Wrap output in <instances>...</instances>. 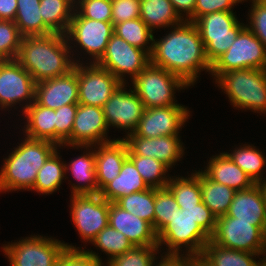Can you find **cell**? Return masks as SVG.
Returning a JSON list of instances; mask_svg holds the SVG:
<instances>
[{
	"mask_svg": "<svg viewBox=\"0 0 266 266\" xmlns=\"http://www.w3.org/2000/svg\"><path fill=\"white\" fill-rule=\"evenodd\" d=\"M96 146L95 170L99 193L119 175L124 161L128 158V147L122 138Z\"/></svg>",
	"mask_w": 266,
	"mask_h": 266,
	"instance_id": "cell-22",
	"label": "cell"
},
{
	"mask_svg": "<svg viewBox=\"0 0 266 266\" xmlns=\"http://www.w3.org/2000/svg\"><path fill=\"white\" fill-rule=\"evenodd\" d=\"M114 26L112 22L97 21L81 17L76 11L65 33L70 50L77 44L85 54L93 58L91 63H96L104 54L106 46L112 36ZM73 41V42H72ZM72 42V43H71Z\"/></svg>",
	"mask_w": 266,
	"mask_h": 266,
	"instance_id": "cell-12",
	"label": "cell"
},
{
	"mask_svg": "<svg viewBox=\"0 0 266 266\" xmlns=\"http://www.w3.org/2000/svg\"><path fill=\"white\" fill-rule=\"evenodd\" d=\"M244 0H196L194 8V21L200 16L218 11L233 12V8L237 3Z\"/></svg>",
	"mask_w": 266,
	"mask_h": 266,
	"instance_id": "cell-48",
	"label": "cell"
},
{
	"mask_svg": "<svg viewBox=\"0 0 266 266\" xmlns=\"http://www.w3.org/2000/svg\"><path fill=\"white\" fill-rule=\"evenodd\" d=\"M132 81V88L145 108L184 106L176 103L175 91L190 87L179 76L151 63Z\"/></svg>",
	"mask_w": 266,
	"mask_h": 266,
	"instance_id": "cell-6",
	"label": "cell"
},
{
	"mask_svg": "<svg viewBox=\"0 0 266 266\" xmlns=\"http://www.w3.org/2000/svg\"><path fill=\"white\" fill-rule=\"evenodd\" d=\"M140 19L152 31L166 27L171 29L184 21L170 0H140Z\"/></svg>",
	"mask_w": 266,
	"mask_h": 266,
	"instance_id": "cell-28",
	"label": "cell"
},
{
	"mask_svg": "<svg viewBox=\"0 0 266 266\" xmlns=\"http://www.w3.org/2000/svg\"><path fill=\"white\" fill-rule=\"evenodd\" d=\"M91 243L98 247L97 250L100 249L108 255V262L134 247L124 234L112 228L110 224L97 234Z\"/></svg>",
	"mask_w": 266,
	"mask_h": 266,
	"instance_id": "cell-39",
	"label": "cell"
},
{
	"mask_svg": "<svg viewBox=\"0 0 266 266\" xmlns=\"http://www.w3.org/2000/svg\"><path fill=\"white\" fill-rule=\"evenodd\" d=\"M58 148L49 156L44 165L39 169L33 188L40 194H52L59 190L64 178L65 162L61 161Z\"/></svg>",
	"mask_w": 266,
	"mask_h": 266,
	"instance_id": "cell-32",
	"label": "cell"
},
{
	"mask_svg": "<svg viewBox=\"0 0 266 266\" xmlns=\"http://www.w3.org/2000/svg\"><path fill=\"white\" fill-rule=\"evenodd\" d=\"M251 6L248 11L250 22L246 26L266 47V2L252 0Z\"/></svg>",
	"mask_w": 266,
	"mask_h": 266,
	"instance_id": "cell-46",
	"label": "cell"
},
{
	"mask_svg": "<svg viewBox=\"0 0 266 266\" xmlns=\"http://www.w3.org/2000/svg\"><path fill=\"white\" fill-rule=\"evenodd\" d=\"M173 4L175 11L179 14V16L190 22H194V8L196 5V0H170ZM186 17L184 18V13Z\"/></svg>",
	"mask_w": 266,
	"mask_h": 266,
	"instance_id": "cell-49",
	"label": "cell"
},
{
	"mask_svg": "<svg viewBox=\"0 0 266 266\" xmlns=\"http://www.w3.org/2000/svg\"><path fill=\"white\" fill-rule=\"evenodd\" d=\"M237 19L233 12L218 11L202 15L193 22L200 33L211 65L230 48L246 27V24Z\"/></svg>",
	"mask_w": 266,
	"mask_h": 266,
	"instance_id": "cell-7",
	"label": "cell"
},
{
	"mask_svg": "<svg viewBox=\"0 0 266 266\" xmlns=\"http://www.w3.org/2000/svg\"><path fill=\"white\" fill-rule=\"evenodd\" d=\"M190 266H213L202 255L190 256Z\"/></svg>",
	"mask_w": 266,
	"mask_h": 266,
	"instance_id": "cell-52",
	"label": "cell"
},
{
	"mask_svg": "<svg viewBox=\"0 0 266 266\" xmlns=\"http://www.w3.org/2000/svg\"><path fill=\"white\" fill-rule=\"evenodd\" d=\"M39 6L40 0H17V12L14 22L23 37L52 33L44 25Z\"/></svg>",
	"mask_w": 266,
	"mask_h": 266,
	"instance_id": "cell-31",
	"label": "cell"
},
{
	"mask_svg": "<svg viewBox=\"0 0 266 266\" xmlns=\"http://www.w3.org/2000/svg\"><path fill=\"white\" fill-rule=\"evenodd\" d=\"M35 102L53 110L68 104H79L77 64L63 76L36 83Z\"/></svg>",
	"mask_w": 266,
	"mask_h": 266,
	"instance_id": "cell-20",
	"label": "cell"
},
{
	"mask_svg": "<svg viewBox=\"0 0 266 266\" xmlns=\"http://www.w3.org/2000/svg\"><path fill=\"white\" fill-rule=\"evenodd\" d=\"M10 266H55L65 249H79L58 239L32 235L3 245Z\"/></svg>",
	"mask_w": 266,
	"mask_h": 266,
	"instance_id": "cell-8",
	"label": "cell"
},
{
	"mask_svg": "<svg viewBox=\"0 0 266 266\" xmlns=\"http://www.w3.org/2000/svg\"><path fill=\"white\" fill-rule=\"evenodd\" d=\"M179 209L174 196L167 187L155 189L154 231L158 233L175 214V210Z\"/></svg>",
	"mask_w": 266,
	"mask_h": 266,
	"instance_id": "cell-41",
	"label": "cell"
},
{
	"mask_svg": "<svg viewBox=\"0 0 266 266\" xmlns=\"http://www.w3.org/2000/svg\"><path fill=\"white\" fill-rule=\"evenodd\" d=\"M159 41L153 39L151 64L179 76L193 86L201 71L211 72L205 46L193 22L184 20Z\"/></svg>",
	"mask_w": 266,
	"mask_h": 266,
	"instance_id": "cell-1",
	"label": "cell"
},
{
	"mask_svg": "<svg viewBox=\"0 0 266 266\" xmlns=\"http://www.w3.org/2000/svg\"><path fill=\"white\" fill-rule=\"evenodd\" d=\"M189 116L185 106L145 108L133 134L144 138L180 135L179 130Z\"/></svg>",
	"mask_w": 266,
	"mask_h": 266,
	"instance_id": "cell-18",
	"label": "cell"
},
{
	"mask_svg": "<svg viewBox=\"0 0 266 266\" xmlns=\"http://www.w3.org/2000/svg\"><path fill=\"white\" fill-rule=\"evenodd\" d=\"M71 196L72 222L83 241L90 243L109 224L110 202L99 193Z\"/></svg>",
	"mask_w": 266,
	"mask_h": 266,
	"instance_id": "cell-13",
	"label": "cell"
},
{
	"mask_svg": "<svg viewBox=\"0 0 266 266\" xmlns=\"http://www.w3.org/2000/svg\"><path fill=\"white\" fill-rule=\"evenodd\" d=\"M94 147V149H92ZM73 148H84L86 153L72 160L69 165L65 163L66 172L79 182L71 185V195L98 194V183L95 170V146H73ZM90 148V149H89ZM83 182V183H82Z\"/></svg>",
	"mask_w": 266,
	"mask_h": 266,
	"instance_id": "cell-25",
	"label": "cell"
},
{
	"mask_svg": "<svg viewBox=\"0 0 266 266\" xmlns=\"http://www.w3.org/2000/svg\"><path fill=\"white\" fill-rule=\"evenodd\" d=\"M210 241L225 248L266 256V227H257L253 222L236 221V218L227 215L217 218Z\"/></svg>",
	"mask_w": 266,
	"mask_h": 266,
	"instance_id": "cell-10",
	"label": "cell"
},
{
	"mask_svg": "<svg viewBox=\"0 0 266 266\" xmlns=\"http://www.w3.org/2000/svg\"><path fill=\"white\" fill-rule=\"evenodd\" d=\"M74 55L65 35L51 33L23 37L16 60L38 83L67 74L81 63Z\"/></svg>",
	"mask_w": 266,
	"mask_h": 266,
	"instance_id": "cell-3",
	"label": "cell"
},
{
	"mask_svg": "<svg viewBox=\"0 0 266 266\" xmlns=\"http://www.w3.org/2000/svg\"><path fill=\"white\" fill-rule=\"evenodd\" d=\"M226 215L236 218V221L266 227V207L258 186L254 184L249 189L236 191Z\"/></svg>",
	"mask_w": 266,
	"mask_h": 266,
	"instance_id": "cell-23",
	"label": "cell"
},
{
	"mask_svg": "<svg viewBox=\"0 0 266 266\" xmlns=\"http://www.w3.org/2000/svg\"><path fill=\"white\" fill-rule=\"evenodd\" d=\"M184 255L161 254L160 262L154 261L152 266H190V256Z\"/></svg>",
	"mask_w": 266,
	"mask_h": 266,
	"instance_id": "cell-50",
	"label": "cell"
},
{
	"mask_svg": "<svg viewBox=\"0 0 266 266\" xmlns=\"http://www.w3.org/2000/svg\"><path fill=\"white\" fill-rule=\"evenodd\" d=\"M151 63L150 54L128 44L124 39L112 34L103 56L96 62L109 70L121 83H127L126 74L132 80Z\"/></svg>",
	"mask_w": 266,
	"mask_h": 266,
	"instance_id": "cell-11",
	"label": "cell"
},
{
	"mask_svg": "<svg viewBox=\"0 0 266 266\" xmlns=\"http://www.w3.org/2000/svg\"><path fill=\"white\" fill-rule=\"evenodd\" d=\"M113 26L131 19L140 18V0H112Z\"/></svg>",
	"mask_w": 266,
	"mask_h": 266,
	"instance_id": "cell-47",
	"label": "cell"
},
{
	"mask_svg": "<svg viewBox=\"0 0 266 266\" xmlns=\"http://www.w3.org/2000/svg\"><path fill=\"white\" fill-rule=\"evenodd\" d=\"M57 148L53 142L25 137L4 159L0 170V192L31 190L39 169Z\"/></svg>",
	"mask_w": 266,
	"mask_h": 266,
	"instance_id": "cell-4",
	"label": "cell"
},
{
	"mask_svg": "<svg viewBox=\"0 0 266 266\" xmlns=\"http://www.w3.org/2000/svg\"><path fill=\"white\" fill-rule=\"evenodd\" d=\"M39 8L44 25L52 33L65 35L75 11V0H40Z\"/></svg>",
	"mask_w": 266,
	"mask_h": 266,
	"instance_id": "cell-29",
	"label": "cell"
},
{
	"mask_svg": "<svg viewBox=\"0 0 266 266\" xmlns=\"http://www.w3.org/2000/svg\"><path fill=\"white\" fill-rule=\"evenodd\" d=\"M202 256L213 266H258L260 254L218 246L209 241Z\"/></svg>",
	"mask_w": 266,
	"mask_h": 266,
	"instance_id": "cell-33",
	"label": "cell"
},
{
	"mask_svg": "<svg viewBox=\"0 0 266 266\" xmlns=\"http://www.w3.org/2000/svg\"><path fill=\"white\" fill-rule=\"evenodd\" d=\"M78 104L64 105L55 110V144L61 147L71 136Z\"/></svg>",
	"mask_w": 266,
	"mask_h": 266,
	"instance_id": "cell-44",
	"label": "cell"
},
{
	"mask_svg": "<svg viewBox=\"0 0 266 266\" xmlns=\"http://www.w3.org/2000/svg\"><path fill=\"white\" fill-rule=\"evenodd\" d=\"M158 245L134 246L131 250L114 257L106 266H152L159 252Z\"/></svg>",
	"mask_w": 266,
	"mask_h": 266,
	"instance_id": "cell-40",
	"label": "cell"
},
{
	"mask_svg": "<svg viewBox=\"0 0 266 266\" xmlns=\"http://www.w3.org/2000/svg\"><path fill=\"white\" fill-rule=\"evenodd\" d=\"M128 158L149 188L158 189L167 186L171 177L169 175L167 177L166 174L170 168L163 162L152 157L128 156Z\"/></svg>",
	"mask_w": 266,
	"mask_h": 266,
	"instance_id": "cell-38",
	"label": "cell"
},
{
	"mask_svg": "<svg viewBox=\"0 0 266 266\" xmlns=\"http://www.w3.org/2000/svg\"><path fill=\"white\" fill-rule=\"evenodd\" d=\"M126 84L119 85L102 108L108 127L128 130L129 135L137 128L145 107L133 88L126 90Z\"/></svg>",
	"mask_w": 266,
	"mask_h": 266,
	"instance_id": "cell-16",
	"label": "cell"
},
{
	"mask_svg": "<svg viewBox=\"0 0 266 266\" xmlns=\"http://www.w3.org/2000/svg\"><path fill=\"white\" fill-rule=\"evenodd\" d=\"M255 184L258 186L261 192V195L264 200L265 207H266V178H263V180L256 182Z\"/></svg>",
	"mask_w": 266,
	"mask_h": 266,
	"instance_id": "cell-53",
	"label": "cell"
},
{
	"mask_svg": "<svg viewBox=\"0 0 266 266\" xmlns=\"http://www.w3.org/2000/svg\"><path fill=\"white\" fill-rule=\"evenodd\" d=\"M17 12V0H0V20L14 21Z\"/></svg>",
	"mask_w": 266,
	"mask_h": 266,
	"instance_id": "cell-51",
	"label": "cell"
},
{
	"mask_svg": "<svg viewBox=\"0 0 266 266\" xmlns=\"http://www.w3.org/2000/svg\"><path fill=\"white\" fill-rule=\"evenodd\" d=\"M36 82L31 74L15 60H0V107L1 110L26 102L24 111L35 101ZM26 100V101H25Z\"/></svg>",
	"mask_w": 266,
	"mask_h": 266,
	"instance_id": "cell-14",
	"label": "cell"
},
{
	"mask_svg": "<svg viewBox=\"0 0 266 266\" xmlns=\"http://www.w3.org/2000/svg\"><path fill=\"white\" fill-rule=\"evenodd\" d=\"M109 224L124 234L133 246L158 245L157 233L153 226L122 209L115 202L109 204Z\"/></svg>",
	"mask_w": 266,
	"mask_h": 266,
	"instance_id": "cell-21",
	"label": "cell"
},
{
	"mask_svg": "<svg viewBox=\"0 0 266 266\" xmlns=\"http://www.w3.org/2000/svg\"><path fill=\"white\" fill-rule=\"evenodd\" d=\"M201 172L208 179L231 187L235 191L249 189L255 184L225 152L210 157L206 168Z\"/></svg>",
	"mask_w": 266,
	"mask_h": 266,
	"instance_id": "cell-24",
	"label": "cell"
},
{
	"mask_svg": "<svg viewBox=\"0 0 266 266\" xmlns=\"http://www.w3.org/2000/svg\"><path fill=\"white\" fill-rule=\"evenodd\" d=\"M112 0H75V11L84 18L112 21Z\"/></svg>",
	"mask_w": 266,
	"mask_h": 266,
	"instance_id": "cell-43",
	"label": "cell"
},
{
	"mask_svg": "<svg viewBox=\"0 0 266 266\" xmlns=\"http://www.w3.org/2000/svg\"><path fill=\"white\" fill-rule=\"evenodd\" d=\"M259 260L260 261L258 266H266V256L265 257L263 256V258H260Z\"/></svg>",
	"mask_w": 266,
	"mask_h": 266,
	"instance_id": "cell-54",
	"label": "cell"
},
{
	"mask_svg": "<svg viewBox=\"0 0 266 266\" xmlns=\"http://www.w3.org/2000/svg\"><path fill=\"white\" fill-rule=\"evenodd\" d=\"M251 144L236 147L232 153L225 152L229 158L239 166L254 183L261 181L263 168L266 166V157L259 149Z\"/></svg>",
	"mask_w": 266,
	"mask_h": 266,
	"instance_id": "cell-36",
	"label": "cell"
},
{
	"mask_svg": "<svg viewBox=\"0 0 266 266\" xmlns=\"http://www.w3.org/2000/svg\"><path fill=\"white\" fill-rule=\"evenodd\" d=\"M243 69L266 70V47L247 26L230 48L212 64L210 75L216 81L223 73Z\"/></svg>",
	"mask_w": 266,
	"mask_h": 266,
	"instance_id": "cell-9",
	"label": "cell"
},
{
	"mask_svg": "<svg viewBox=\"0 0 266 266\" xmlns=\"http://www.w3.org/2000/svg\"><path fill=\"white\" fill-rule=\"evenodd\" d=\"M115 203L122 209L149 222L154 228L155 188L122 196Z\"/></svg>",
	"mask_w": 266,
	"mask_h": 266,
	"instance_id": "cell-37",
	"label": "cell"
},
{
	"mask_svg": "<svg viewBox=\"0 0 266 266\" xmlns=\"http://www.w3.org/2000/svg\"><path fill=\"white\" fill-rule=\"evenodd\" d=\"M231 105L266 114V70L243 69L223 73L216 81Z\"/></svg>",
	"mask_w": 266,
	"mask_h": 266,
	"instance_id": "cell-5",
	"label": "cell"
},
{
	"mask_svg": "<svg viewBox=\"0 0 266 266\" xmlns=\"http://www.w3.org/2000/svg\"><path fill=\"white\" fill-rule=\"evenodd\" d=\"M108 129L102 107L78 104L71 136L61 146H96L115 140L108 139Z\"/></svg>",
	"mask_w": 266,
	"mask_h": 266,
	"instance_id": "cell-17",
	"label": "cell"
},
{
	"mask_svg": "<svg viewBox=\"0 0 266 266\" xmlns=\"http://www.w3.org/2000/svg\"><path fill=\"white\" fill-rule=\"evenodd\" d=\"M22 112L27 119L22 130L26 137L55 144V110L38 105L34 101Z\"/></svg>",
	"mask_w": 266,
	"mask_h": 266,
	"instance_id": "cell-27",
	"label": "cell"
},
{
	"mask_svg": "<svg viewBox=\"0 0 266 266\" xmlns=\"http://www.w3.org/2000/svg\"><path fill=\"white\" fill-rule=\"evenodd\" d=\"M55 266H105L98 253L83 249H65Z\"/></svg>",
	"mask_w": 266,
	"mask_h": 266,
	"instance_id": "cell-45",
	"label": "cell"
},
{
	"mask_svg": "<svg viewBox=\"0 0 266 266\" xmlns=\"http://www.w3.org/2000/svg\"><path fill=\"white\" fill-rule=\"evenodd\" d=\"M77 63L78 102L103 107L122 83L109 71L96 63Z\"/></svg>",
	"mask_w": 266,
	"mask_h": 266,
	"instance_id": "cell-15",
	"label": "cell"
},
{
	"mask_svg": "<svg viewBox=\"0 0 266 266\" xmlns=\"http://www.w3.org/2000/svg\"><path fill=\"white\" fill-rule=\"evenodd\" d=\"M180 207H190L202 202L199 171L192 172L190 177L170 178L167 186Z\"/></svg>",
	"mask_w": 266,
	"mask_h": 266,
	"instance_id": "cell-34",
	"label": "cell"
},
{
	"mask_svg": "<svg viewBox=\"0 0 266 266\" xmlns=\"http://www.w3.org/2000/svg\"><path fill=\"white\" fill-rule=\"evenodd\" d=\"M199 180L202 202L211 210L216 218L226 215L236 191L231 187L208 179L200 170Z\"/></svg>",
	"mask_w": 266,
	"mask_h": 266,
	"instance_id": "cell-30",
	"label": "cell"
},
{
	"mask_svg": "<svg viewBox=\"0 0 266 266\" xmlns=\"http://www.w3.org/2000/svg\"><path fill=\"white\" fill-rule=\"evenodd\" d=\"M113 32L128 44L145 50L151 55L153 39L155 37L153 31L140 18L127 20L114 25Z\"/></svg>",
	"mask_w": 266,
	"mask_h": 266,
	"instance_id": "cell-35",
	"label": "cell"
},
{
	"mask_svg": "<svg viewBox=\"0 0 266 266\" xmlns=\"http://www.w3.org/2000/svg\"><path fill=\"white\" fill-rule=\"evenodd\" d=\"M217 218L203 203L180 207L169 222L157 233L158 246L167 245L165 254L179 255L182 246L186 256L202 255L210 241Z\"/></svg>",
	"mask_w": 266,
	"mask_h": 266,
	"instance_id": "cell-2",
	"label": "cell"
},
{
	"mask_svg": "<svg viewBox=\"0 0 266 266\" xmlns=\"http://www.w3.org/2000/svg\"><path fill=\"white\" fill-rule=\"evenodd\" d=\"M149 187L135 168L133 162L127 158L119 175L109 182L99 195L109 202H115L122 196L147 190Z\"/></svg>",
	"mask_w": 266,
	"mask_h": 266,
	"instance_id": "cell-26",
	"label": "cell"
},
{
	"mask_svg": "<svg viewBox=\"0 0 266 266\" xmlns=\"http://www.w3.org/2000/svg\"><path fill=\"white\" fill-rule=\"evenodd\" d=\"M178 135L144 138L133 133L122 138L128 147V156L152 157L169 168L184 156V147Z\"/></svg>",
	"mask_w": 266,
	"mask_h": 266,
	"instance_id": "cell-19",
	"label": "cell"
},
{
	"mask_svg": "<svg viewBox=\"0 0 266 266\" xmlns=\"http://www.w3.org/2000/svg\"><path fill=\"white\" fill-rule=\"evenodd\" d=\"M22 38L14 21L0 20V60H15Z\"/></svg>",
	"mask_w": 266,
	"mask_h": 266,
	"instance_id": "cell-42",
	"label": "cell"
}]
</instances>
